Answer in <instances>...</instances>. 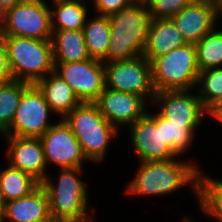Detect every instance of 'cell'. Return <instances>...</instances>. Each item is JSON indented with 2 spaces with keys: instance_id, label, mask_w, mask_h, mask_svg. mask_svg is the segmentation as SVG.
<instances>
[{
  "instance_id": "19",
  "label": "cell",
  "mask_w": 222,
  "mask_h": 222,
  "mask_svg": "<svg viewBox=\"0 0 222 222\" xmlns=\"http://www.w3.org/2000/svg\"><path fill=\"white\" fill-rule=\"evenodd\" d=\"M36 85L58 117L64 118L81 103L72 87L55 71L39 80Z\"/></svg>"
},
{
  "instance_id": "8",
  "label": "cell",
  "mask_w": 222,
  "mask_h": 222,
  "mask_svg": "<svg viewBox=\"0 0 222 222\" xmlns=\"http://www.w3.org/2000/svg\"><path fill=\"white\" fill-rule=\"evenodd\" d=\"M55 114L36 84H30L22 93L11 126L1 136L40 138L54 123Z\"/></svg>"
},
{
  "instance_id": "5",
  "label": "cell",
  "mask_w": 222,
  "mask_h": 222,
  "mask_svg": "<svg viewBox=\"0 0 222 222\" xmlns=\"http://www.w3.org/2000/svg\"><path fill=\"white\" fill-rule=\"evenodd\" d=\"M81 144L89 162L101 163L118 130L100 113L95 103L81 102L64 118Z\"/></svg>"
},
{
  "instance_id": "37",
  "label": "cell",
  "mask_w": 222,
  "mask_h": 222,
  "mask_svg": "<svg viewBox=\"0 0 222 222\" xmlns=\"http://www.w3.org/2000/svg\"><path fill=\"white\" fill-rule=\"evenodd\" d=\"M0 222H3L2 221V204H1V202H0Z\"/></svg>"
},
{
  "instance_id": "17",
  "label": "cell",
  "mask_w": 222,
  "mask_h": 222,
  "mask_svg": "<svg viewBox=\"0 0 222 222\" xmlns=\"http://www.w3.org/2000/svg\"><path fill=\"white\" fill-rule=\"evenodd\" d=\"M7 220V221H6ZM3 222H50L52 221L49 197L40 185L31 194L2 204Z\"/></svg>"
},
{
  "instance_id": "25",
  "label": "cell",
  "mask_w": 222,
  "mask_h": 222,
  "mask_svg": "<svg viewBox=\"0 0 222 222\" xmlns=\"http://www.w3.org/2000/svg\"><path fill=\"white\" fill-rule=\"evenodd\" d=\"M29 85L14 79L0 84V135L11 126L22 93Z\"/></svg>"
},
{
  "instance_id": "13",
  "label": "cell",
  "mask_w": 222,
  "mask_h": 222,
  "mask_svg": "<svg viewBox=\"0 0 222 222\" xmlns=\"http://www.w3.org/2000/svg\"><path fill=\"white\" fill-rule=\"evenodd\" d=\"M222 16V7L212 0L193 1L170 19L186 43L199 42L216 26Z\"/></svg>"
},
{
  "instance_id": "10",
  "label": "cell",
  "mask_w": 222,
  "mask_h": 222,
  "mask_svg": "<svg viewBox=\"0 0 222 222\" xmlns=\"http://www.w3.org/2000/svg\"><path fill=\"white\" fill-rule=\"evenodd\" d=\"M132 147L138 161H167L178 156L164 142L162 116L147 112L129 127Z\"/></svg>"
},
{
  "instance_id": "21",
  "label": "cell",
  "mask_w": 222,
  "mask_h": 222,
  "mask_svg": "<svg viewBox=\"0 0 222 222\" xmlns=\"http://www.w3.org/2000/svg\"><path fill=\"white\" fill-rule=\"evenodd\" d=\"M52 30H83L88 15L85 1L89 0H51ZM53 7V9H52Z\"/></svg>"
},
{
  "instance_id": "9",
  "label": "cell",
  "mask_w": 222,
  "mask_h": 222,
  "mask_svg": "<svg viewBox=\"0 0 222 222\" xmlns=\"http://www.w3.org/2000/svg\"><path fill=\"white\" fill-rule=\"evenodd\" d=\"M106 87L141 96L150 104L156 94L151 64L144 56L104 64Z\"/></svg>"
},
{
  "instance_id": "26",
  "label": "cell",
  "mask_w": 222,
  "mask_h": 222,
  "mask_svg": "<svg viewBox=\"0 0 222 222\" xmlns=\"http://www.w3.org/2000/svg\"><path fill=\"white\" fill-rule=\"evenodd\" d=\"M200 71L222 68V29L215 27L195 44Z\"/></svg>"
},
{
  "instance_id": "39",
  "label": "cell",
  "mask_w": 222,
  "mask_h": 222,
  "mask_svg": "<svg viewBox=\"0 0 222 222\" xmlns=\"http://www.w3.org/2000/svg\"><path fill=\"white\" fill-rule=\"evenodd\" d=\"M50 222H64V221H56V220H52V221H50Z\"/></svg>"
},
{
  "instance_id": "3",
  "label": "cell",
  "mask_w": 222,
  "mask_h": 222,
  "mask_svg": "<svg viewBox=\"0 0 222 222\" xmlns=\"http://www.w3.org/2000/svg\"><path fill=\"white\" fill-rule=\"evenodd\" d=\"M83 170V168H63L59 170L57 183H54V180L49 176L41 183L49 197L52 220L64 222L93 221L88 211L87 185L81 179Z\"/></svg>"
},
{
  "instance_id": "6",
  "label": "cell",
  "mask_w": 222,
  "mask_h": 222,
  "mask_svg": "<svg viewBox=\"0 0 222 222\" xmlns=\"http://www.w3.org/2000/svg\"><path fill=\"white\" fill-rule=\"evenodd\" d=\"M155 92L196 89L199 68L194 43L175 48L151 62Z\"/></svg>"
},
{
  "instance_id": "34",
  "label": "cell",
  "mask_w": 222,
  "mask_h": 222,
  "mask_svg": "<svg viewBox=\"0 0 222 222\" xmlns=\"http://www.w3.org/2000/svg\"><path fill=\"white\" fill-rule=\"evenodd\" d=\"M24 0H0V2L7 7V9L16 6Z\"/></svg>"
},
{
  "instance_id": "2",
  "label": "cell",
  "mask_w": 222,
  "mask_h": 222,
  "mask_svg": "<svg viewBox=\"0 0 222 222\" xmlns=\"http://www.w3.org/2000/svg\"><path fill=\"white\" fill-rule=\"evenodd\" d=\"M151 20L146 1H133L110 15V44L101 61L108 64L143 56Z\"/></svg>"
},
{
  "instance_id": "27",
  "label": "cell",
  "mask_w": 222,
  "mask_h": 222,
  "mask_svg": "<svg viewBox=\"0 0 222 222\" xmlns=\"http://www.w3.org/2000/svg\"><path fill=\"white\" fill-rule=\"evenodd\" d=\"M201 125L173 124L168 119L162 117L163 140L177 156H181L191 147L196 131Z\"/></svg>"
},
{
  "instance_id": "7",
  "label": "cell",
  "mask_w": 222,
  "mask_h": 222,
  "mask_svg": "<svg viewBox=\"0 0 222 222\" xmlns=\"http://www.w3.org/2000/svg\"><path fill=\"white\" fill-rule=\"evenodd\" d=\"M47 0H24L9 8L0 36L51 40V7Z\"/></svg>"
},
{
  "instance_id": "29",
  "label": "cell",
  "mask_w": 222,
  "mask_h": 222,
  "mask_svg": "<svg viewBox=\"0 0 222 222\" xmlns=\"http://www.w3.org/2000/svg\"><path fill=\"white\" fill-rule=\"evenodd\" d=\"M193 1L200 0H147L151 19H166L173 17L180 9Z\"/></svg>"
},
{
  "instance_id": "35",
  "label": "cell",
  "mask_w": 222,
  "mask_h": 222,
  "mask_svg": "<svg viewBox=\"0 0 222 222\" xmlns=\"http://www.w3.org/2000/svg\"><path fill=\"white\" fill-rule=\"evenodd\" d=\"M215 119L222 124V112Z\"/></svg>"
},
{
  "instance_id": "30",
  "label": "cell",
  "mask_w": 222,
  "mask_h": 222,
  "mask_svg": "<svg viewBox=\"0 0 222 222\" xmlns=\"http://www.w3.org/2000/svg\"><path fill=\"white\" fill-rule=\"evenodd\" d=\"M96 14L110 16L128 7L134 0H89Z\"/></svg>"
},
{
  "instance_id": "33",
  "label": "cell",
  "mask_w": 222,
  "mask_h": 222,
  "mask_svg": "<svg viewBox=\"0 0 222 222\" xmlns=\"http://www.w3.org/2000/svg\"><path fill=\"white\" fill-rule=\"evenodd\" d=\"M7 12V7L0 2V34L6 21Z\"/></svg>"
},
{
  "instance_id": "24",
  "label": "cell",
  "mask_w": 222,
  "mask_h": 222,
  "mask_svg": "<svg viewBox=\"0 0 222 222\" xmlns=\"http://www.w3.org/2000/svg\"><path fill=\"white\" fill-rule=\"evenodd\" d=\"M198 203L202 213L222 222V179L199 173Z\"/></svg>"
},
{
  "instance_id": "20",
  "label": "cell",
  "mask_w": 222,
  "mask_h": 222,
  "mask_svg": "<svg viewBox=\"0 0 222 222\" xmlns=\"http://www.w3.org/2000/svg\"><path fill=\"white\" fill-rule=\"evenodd\" d=\"M54 63L90 59L83 30H52Z\"/></svg>"
},
{
  "instance_id": "18",
  "label": "cell",
  "mask_w": 222,
  "mask_h": 222,
  "mask_svg": "<svg viewBox=\"0 0 222 222\" xmlns=\"http://www.w3.org/2000/svg\"><path fill=\"white\" fill-rule=\"evenodd\" d=\"M186 44L170 18L152 19L143 56L151 62L155 57Z\"/></svg>"
},
{
  "instance_id": "1",
  "label": "cell",
  "mask_w": 222,
  "mask_h": 222,
  "mask_svg": "<svg viewBox=\"0 0 222 222\" xmlns=\"http://www.w3.org/2000/svg\"><path fill=\"white\" fill-rule=\"evenodd\" d=\"M196 163V164H195ZM178 161H139L135 177L128 183V196H161L175 193L190 185L198 199L200 169L197 162Z\"/></svg>"
},
{
  "instance_id": "22",
  "label": "cell",
  "mask_w": 222,
  "mask_h": 222,
  "mask_svg": "<svg viewBox=\"0 0 222 222\" xmlns=\"http://www.w3.org/2000/svg\"><path fill=\"white\" fill-rule=\"evenodd\" d=\"M41 183L34 177L10 165L0 170L1 204L31 194Z\"/></svg>"
},
{
  "instance_id": "4",
  "label": "cell",
  "mask_w": 222,
  "mask_h": 222,
  "mask_svg": "<svg viewBox=\"0 0 222 222\" xmlns=\"http://www.w3.org/2000/svg\"><path fill=\"white\" fill-rule=\"evenodd\" d=\"M2 38L14 80L36 84L55 71L51 40L20 36H2Z\"/></svg>"
},
{
  "instance_id": "11",
  "label": "cell",
  "mask_w": 222,
  "mask_h": 222,
  "mask_svg": "<svg viewBox=\"0 0 222 222\" xmlns=\"http://www.w3.org/2000/svg\"><path fill=\"white\" fill-rule=\"evenodd\" d=\"M54 65L55 72L72 87L81 102L94 103L106 87L105 67L101 60L90 58Z\"/></svg>"
},
{
  "instance_id": "12",
  "label": "cell",
  "mask_w": 222,
  "mask_h": 222,
  "mask_svg": "<svg viewBox=\"0 0 222 222\" xmlns=\"http://www.w3.org/2000/svg\"><path fill=\"white\" fill-rule=\"evenodd\" d=\"M46 165L63 168H83L86 161L81 144L63 118L53 124L41 137Z\"/></svg>"
},
{
  "instance_id": "23",
  "label": "cell",
  "mask_w": 222,
  "mask_h": 222,
  "mask_svg": "<svg viewBox=\"0 0 222 222\" xmlns=\"http://www.w3.org/2000/svg\"><path fill=\"white\" fill-rule=\"evenodd\" d=\"M87 19L83 32L91 58L102 60L109 48L111 38L109 16L94 15Z\"/></svg>"
},
{
  "instance_id": "38",
  "label": "cell",
  "mask_w": 222,
  "mask_h": 222,
  "mask_svg": "<svg viewBox=\"0 0 222 222\" xmlns=\"http://www.w3.org/2000/svg\"><path fill=\"white\" fill-rule=\"evenodd\" d=\"M212 1L218 3L222 7V0H212Z\"/></svg>"
},
{
  "instance_id": "36",
  "label": "cell",
  "mask_w": 222,
  "mask_h": 222,
  "mask_svg": "<svg viewBox=\"0 0 222 222\" xmlns=\"http://www.w3.org/2000/svg\"><path fill=\"white\" fill-rule=\"evenodd\" d=\"M182 219L184 220L183 222H193L188 216L182 217Z\"/></svg>"
},
{
  "instance_id": "32",
  "label": "cell",
  "mask_w": 222,
  "mask_h": 222,
  "mask_svg": "<svg viewBox=\"0 0 222 222\" xmlns=\"http://www.w3.org/2000/svg\"><path fill=\"white\" fill-rule=\"evenodd\" d=\"M222 112V97L220 100L208 111V115L214 119Z\"/></svg>"
},
{
  "instance_id": "15",
  "label": "cell",
  "mask_w": 222,
  "mask_h": 222,
  "mask_svg": "<svg viewBox=\"0 0 222 222\" xmlns=\"http://www.w3.org/2000/svg\"><path fill=\"white\" fill-rule=\"evenodd\" d=\"M100 113L117 130L131 126L147 112V102L139 95L105 87L94 102ZM147 105V106H146Z\"/></svg>"
},
{
  "instance_id": "16",
  "label": "cell",
  "mask_w": 222,
  "mask_h": 222,
  "mask_svg": "<svg viewBox=\"0 0 222 222\" xmlns=\"http://www.w3.org/2000/svg\"><path fill=\"white\" fill-rule=\"evenodd\" d=\"M6 140L8 164L28 173L40 183L48 176L40 138L2 136Z\"/></svg>"
},
{
  "instance_id": "31",
  "label": "cell",
  "mask_w": 222,
  "mask_h": 222,
  "mask_svg": "<svg viewBox=\"0 0 222 222\" xmlns=\"http://www.w3.org/2000/svg\"><path fill=\"white\" fill-rule=\"evenodd\" d=\"M13 80L7 57V49L2 36H0V84Z\"/></svg>"
},
{
  "instance_id": "28",
  "label": "cell",
  "mask_w": 222,
  "mask_h": 222,
  "mask_svg": "<svg viewBox=\"0 0 222 222\" xmlns=\"http://www.w3.org/2000/svg\"><path fill=\"white\" fill-rule=\"evenodd\" d=\"M196 87L200 101L209 111L222 97V68L200 71Z\"/></svg>"
},
{
  "instance_id": "14",
  "label": "cell",
  "mask_w": 222,
  "mask_h": 222,
  "mask_svg": "<svg viewBox=\"0 0 222 222\" xmlns=\"http://www.w3.org/2000/svg\"><path fill=\"white\" fill-rule=\"evenodd\" d=\"M192 90L157 92L151 104L158 105V113L173 124H203L208 111L204 108L198 94Z\"/></svg>"
}]
</instances>
